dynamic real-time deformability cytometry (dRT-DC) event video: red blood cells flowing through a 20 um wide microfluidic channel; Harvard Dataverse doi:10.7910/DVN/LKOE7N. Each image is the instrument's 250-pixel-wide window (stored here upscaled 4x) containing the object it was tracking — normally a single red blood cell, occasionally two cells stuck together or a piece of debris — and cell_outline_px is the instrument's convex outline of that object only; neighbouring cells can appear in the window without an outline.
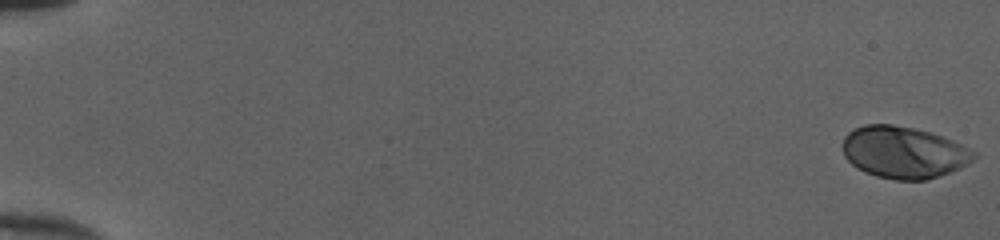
{"species": "human", "species_latin": "Homo sapiens", "temperature_condition": "cold", "stored_images_in_passage": 52, "camera_frame_rate_fps": 3000, "um_per_image_px": 0.085, "donor": {"sex": "female"}, "frame": {"image": 1, "passage_image": 1, "time_ms": 0.0, "image_size_px": [1000, 240], "cell_outline_px": [[976, 156], [968, 164], [960, 168], [940, 176], [928, 180], [896, 180], [876, 176], [864, 172], [856, 168], [844, 156], [844, 136], [848, 132], [864, 124], [892, 124], [912, 128], [928, 132], [952, 140], [976, 152]], "centroid_in_image_um": [76.81, 12.96], "position_along_channel_um": 8.2, "area_um2": 39.54}}
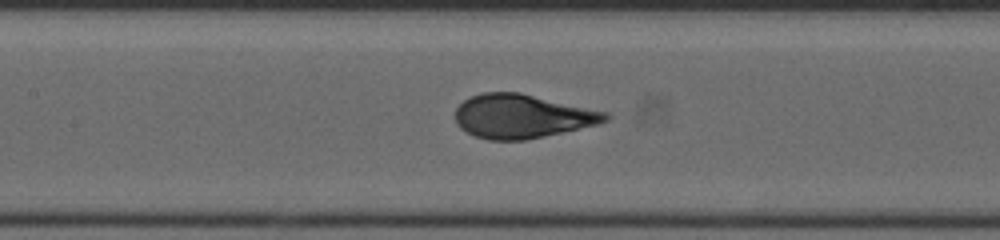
{"frame": {"image": 2, "passage_image": 27, "time_ms": 8.667, "image_size_px": [1000, 240], "cell_outline_px": [[612, 116], [608, 120], [596, 124], [544, 136], [524, 140], [488, 140], [476, 136], [460, 128], [456, 124], [456, 108], [464, 100], [472, 96], [484, 92], [520, 92], [608, 112]], "centroid_in_image_um": [44.37, 9.87], "position_along_channel_um": 163.0, "area_um2": 38.15}}
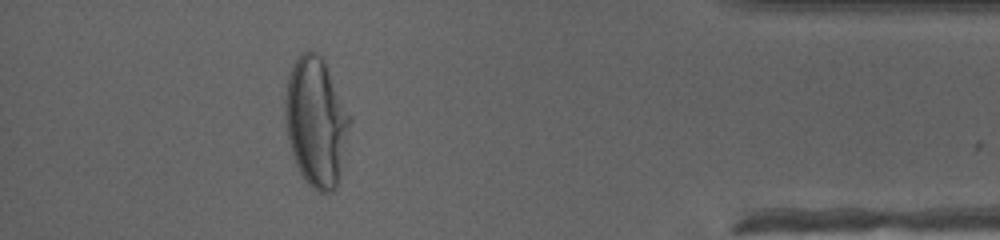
{"frame": {"image": 3, "passage_image": 48, "time_ms": 15.667, "image_size_px": [1000, 240], "cell_outline_px": [[352, 120], [336, 188], [332, 192], [316, 192], [304, 180], [292, 156], [288, 136], [284, 108], [284, 100], [288, 76], [292, 64], [296, 56], [300, 52], [308, 48], [316, 52], [324, 60], [352, 116]], "centroid_in_image_um": [26.87, 10.31], "position_along_channel_um": 408.3, "area_um2": 49.25}, "authors_computed_cell_mechanics": {"area_um2": 38.2347, "velocity_mm_per_s": 4.0337, "shape_relaxation_time_tau1_ms": 4.2987, "shape_relaxation_time_tau2_ms": null, "deformation_change_tau1": 0.2317, "deformation_change_tau2": null}}